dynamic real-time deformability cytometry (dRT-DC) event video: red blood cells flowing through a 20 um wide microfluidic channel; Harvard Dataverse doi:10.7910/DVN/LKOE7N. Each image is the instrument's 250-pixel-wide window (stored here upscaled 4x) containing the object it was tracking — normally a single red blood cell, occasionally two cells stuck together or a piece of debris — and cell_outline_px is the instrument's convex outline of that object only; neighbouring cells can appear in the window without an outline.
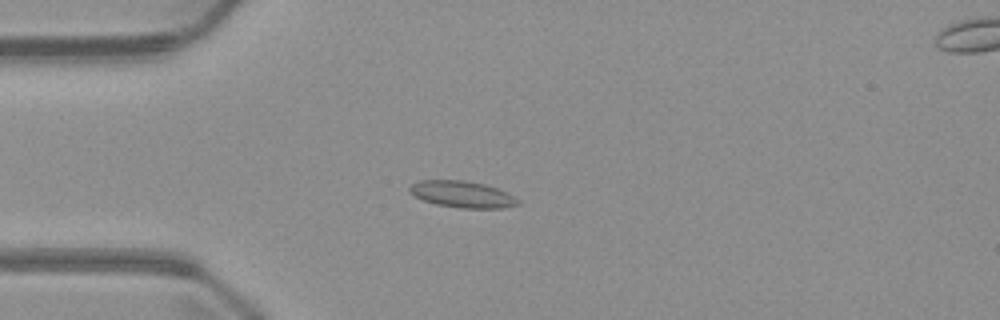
{"species": "common noctule bat (a hibernating species)", "species_latin": "Nyctalus noctula", "temperature_condition": "warm", "stored_images_in_passage": 5, "camera_frame_rate_fps": 3000, "um_per_image_px": 0.085, "animal": {"sex": "male", "body_mass_g": 23.1, "forearm_length_mm": 52.7}, "frame": {"image": 1, "passage_image": 4, "time_ms": 3.667, "image_size_px": [1000, 320], "cell_outline_px": [[520, 204], [504, 208], [460, 208], [436, 204], [424, 200], [408, 192], [408, 188], [412, 184], [420, 180], [464, 180], [484, 184], [508, 192], [520, 200]], "centroid_in_image_um": [39.31, 16.51], "position_along_channel_um": 45.7, "area_um2": 16.82}}